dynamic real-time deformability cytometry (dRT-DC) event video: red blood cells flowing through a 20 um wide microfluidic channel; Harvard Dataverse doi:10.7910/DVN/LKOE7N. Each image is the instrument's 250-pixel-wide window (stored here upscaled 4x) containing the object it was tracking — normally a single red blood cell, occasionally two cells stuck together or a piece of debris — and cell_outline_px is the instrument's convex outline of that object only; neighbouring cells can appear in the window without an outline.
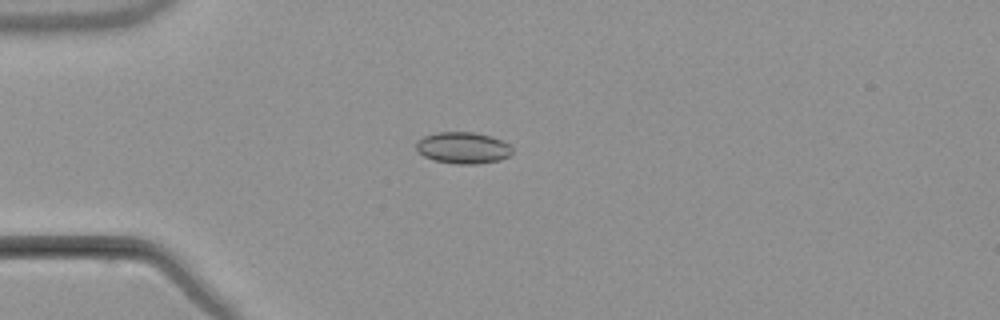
{"species": "common noctule bat (a hibernating species)", "species_latin": "Nyctalus noctula", "temperature_condition": "warm", "stored_images_in_passage": 4, "camera_frame_rate_fps": 3000, "um_per_image_px": 0.085, "animal": {"sex": "male", "body_mass_g": 21.5, "forearm_length_mm": 52.0}, "frame": {"image": 1, "passage_image": 2, "time_ms": 1.333, "image_size_px": [1000, 320], "cell_outline_px": [[512, 152], [508, 156], [500, 160], [480, 164], [456, 164], [432, 160], [416, 152], [416, 140], [424, 136], [436, 132], [472, 132], [492, 136], [508, 144], [512, 148]], "centroid_in_image_um": [39.31, 12.57], "position_along_channel_um": 45.7, "area_um2": 17.86}}
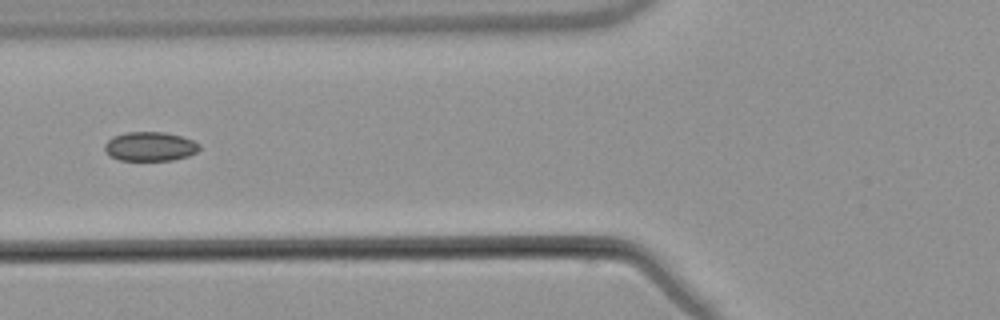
{"frame": {"image": 2, "passage_image": 4, "time_ms": 3.667, "image_size_px": [1000, 320], "cell_outline_px": [[200, 148], [196, 152], [188, 156], [172, 160], [120, 160], [108, 156], [104, 152], [104, 144], [112, 136], [124, 132], [164, 132], [180, 136], [192, 140], [200, 144]], "centroid_in_image_um": [12.7, 12.45], "position_along_channel_um": 113.1, "area_um2": 16.24}}